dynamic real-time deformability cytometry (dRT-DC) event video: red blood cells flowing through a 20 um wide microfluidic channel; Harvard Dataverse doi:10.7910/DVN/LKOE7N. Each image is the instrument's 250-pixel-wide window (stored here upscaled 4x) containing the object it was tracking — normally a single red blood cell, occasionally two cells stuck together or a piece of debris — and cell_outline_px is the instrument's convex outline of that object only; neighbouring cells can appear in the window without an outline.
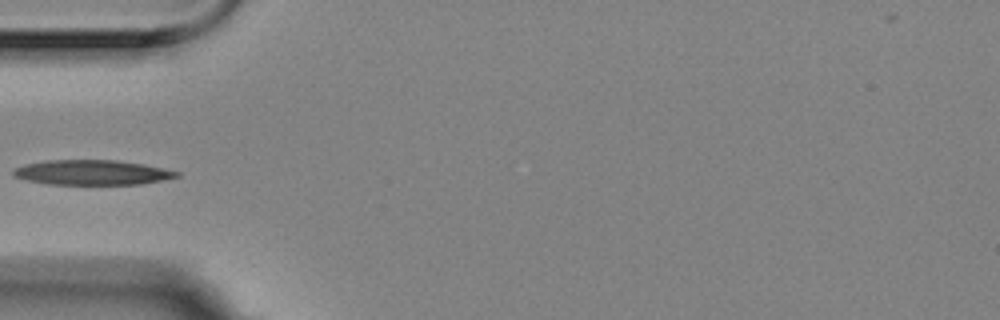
{"species": "Egyptian fruit bat (a non-hibernating species)", "species_latin": "Rousettus aegyptiacus", "temperature_condition": "room temperature", "stored_images_in_passage": 1, "camera_frame_rate_fps": 3000, "um_per_image_px": 0.085, "animal": {"sex": "female"}, "frame": {"image": 1, "passage_image": 1, "time_ms": 0.0, "image_size_px": [1000, 320], "cell_outline_px": [[180, 176], [140, 184], [44, 184], [12, 176], [12, 168], [24, 164], [44, 160], [116, 160], [140, 164], [180, 172]], "centroid_in_image_um": [7.72, 14.65], "position_along_channel_um": 77.3, "area_um2": 23.58}}